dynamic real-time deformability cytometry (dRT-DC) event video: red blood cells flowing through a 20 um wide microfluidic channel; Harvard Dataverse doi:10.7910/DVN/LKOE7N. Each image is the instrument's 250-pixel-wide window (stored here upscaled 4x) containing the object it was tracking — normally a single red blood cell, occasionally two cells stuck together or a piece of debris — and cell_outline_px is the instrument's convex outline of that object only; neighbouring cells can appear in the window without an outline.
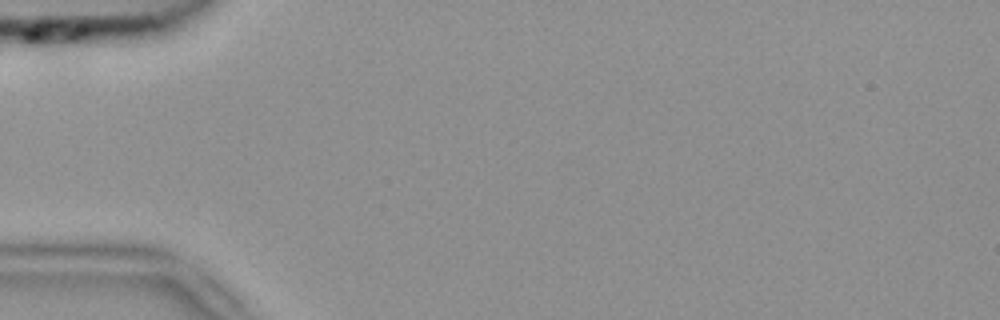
{"species": "common noctule bat (a hibernating species)", "species_latin": "Nyctalus noctula", "temperature_condition": "room temperature", "stored_images_in_passage": 5, "camera_frame_rate_fps": 3000, "um_per_image_px": 0.085, "animal": {"sex": "female", "body_mass_g": 18.4}, "frame": {"image": 1, "passage_image": 1, "time_ms": 0.0, "image_size_px": [1000, 320], "cell_outline_px": [[88, 32], [84, 72], [76, 80], [60, 84], [48, 84], [36, 68], [20, 40], [20, 32], [44, 16], [84, 24], [88, 28]], "centroid_in_image_um": [4.81, 4.13], "position_along_channel_um": 80.2, "area_um2": 24.8}}